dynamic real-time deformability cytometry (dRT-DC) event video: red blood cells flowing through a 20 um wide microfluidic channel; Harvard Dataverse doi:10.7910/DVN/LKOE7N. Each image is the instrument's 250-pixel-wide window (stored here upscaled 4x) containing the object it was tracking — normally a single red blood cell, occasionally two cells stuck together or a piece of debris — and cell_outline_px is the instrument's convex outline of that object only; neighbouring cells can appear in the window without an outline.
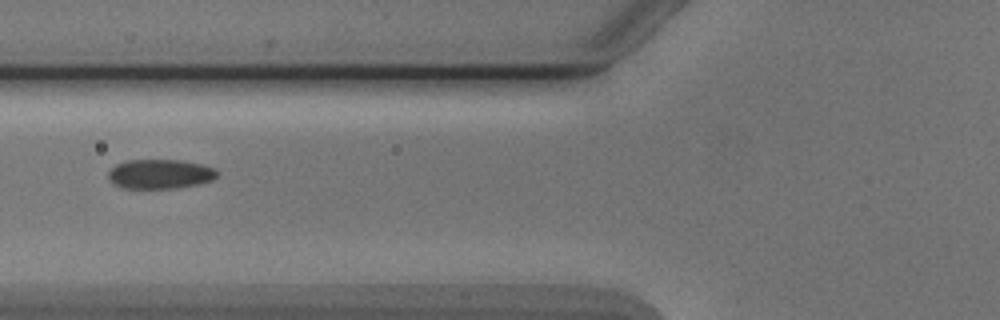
{"species": "Egyptian fruit bat (a non-hibernating species)", "species_latin": "Rousettus aegyptiacus", "temperature_condition": "cold", "stored_images_in_passage": 2, "camera_frame_rate_fps": 3000, "um_per_image_px": 0.085, "animal": {"sex": "male"}, "frame": {"image": 1, "passage_image": 2, "time_ms": 1.0, "image_size_px": [1000, 320], "cell_outline_px": [[220, 172], [212, 180], [196, 184], [176, 188], [124, 188], [108, 180], [108, 172], [116, 164], [128, 160], [184, 160], [204, 164], [216, 168]], "centroid_in_image_um": [13.64, 14.78], "position_along_channel_um": 112.2, "area_um2": 18.79}}